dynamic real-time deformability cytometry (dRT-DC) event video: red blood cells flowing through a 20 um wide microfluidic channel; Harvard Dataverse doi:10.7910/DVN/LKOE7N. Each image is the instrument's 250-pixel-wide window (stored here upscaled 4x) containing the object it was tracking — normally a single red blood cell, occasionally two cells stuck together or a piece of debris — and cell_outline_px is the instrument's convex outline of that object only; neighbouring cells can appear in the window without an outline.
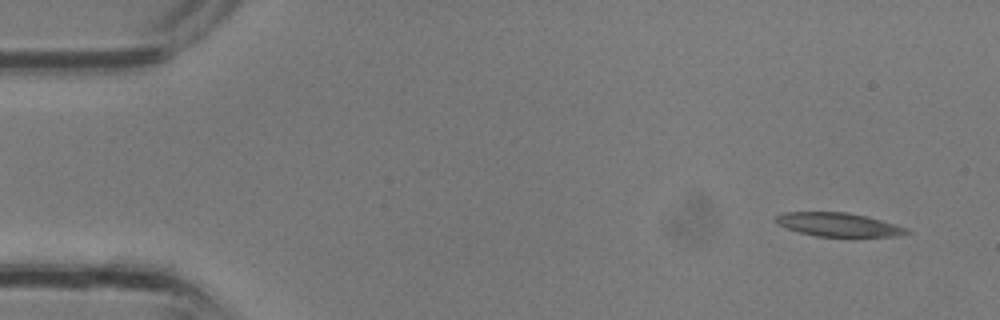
{"species": "common noctule bat (a hibernating species)", "species_latin": "Nyctalus noctula", "temperature_condition": "room temperature", "stored_images_in_passage": 31, "camera_frame_rate_fps": 3000, "um_per_image_px": 0.085, "animal": {"sex": "male", "body_mass_g": 13.3}, "frame": {"image": 1, "passage_image": 1, "time_ms": 0.0, "image_size_px": [1000, 320], "cell_outline_px": [[912, 232], [896, 236], [816, 236], [800, 232], [776, 224], [772, 220], [776, 216], [784, 212], [848, 212], [868, 216], [896, 224], [908, 228]], "centroid_in_image_um": [71.27, 19.08], "position_along_channel_um": 13.7, "area_um2": 18.09}}
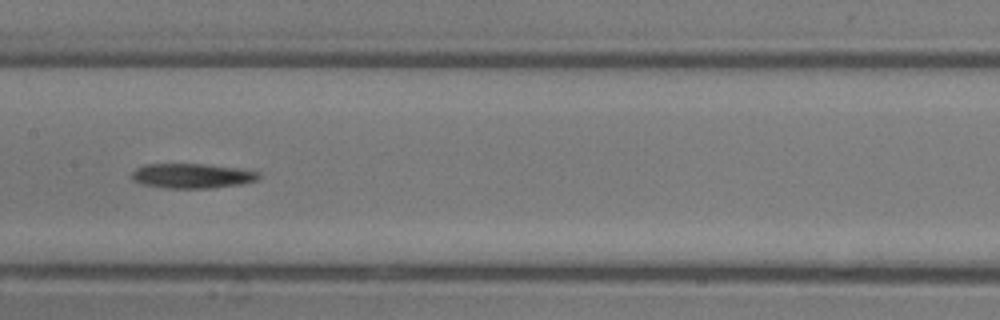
{"frame": {"image": 2, "passage_image": 15, "time_ms": 4.667, "image_size_px": [1000, 320], "cell_outline_px": [[260, 176], [256, 180], [240, 184], [212, 188], [168, 188], [140, 184], [132, 180], [132, 172], [136, 168], [144, 164], [208, 164], [244, 168], [260, 172]], "centroid_in_image_um": [16.34, 14.94], "position_along_channel_um": 191.1, "area_um2": 18.55}}
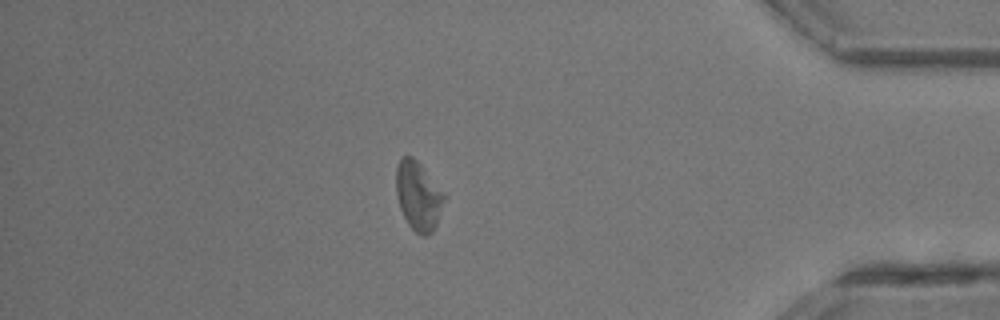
{"frame": {"image": 3, "passage_image": 27, "time_ms": 8.667, "image_size_px": [1000, 320], "cell_outline_px": [[444, 200], [436, 224], [432, 232], [428, 236], [420, 236], [408, 224], [400, 208], [396, 192], [396, 168], [400, 160], [404, 156], [412, 156], [420, 164], [444, 192]], "centroid_in_image_um": [35.54, 16.66], "position_along_channel_um": 399.7, "area_um2": 19.02}}